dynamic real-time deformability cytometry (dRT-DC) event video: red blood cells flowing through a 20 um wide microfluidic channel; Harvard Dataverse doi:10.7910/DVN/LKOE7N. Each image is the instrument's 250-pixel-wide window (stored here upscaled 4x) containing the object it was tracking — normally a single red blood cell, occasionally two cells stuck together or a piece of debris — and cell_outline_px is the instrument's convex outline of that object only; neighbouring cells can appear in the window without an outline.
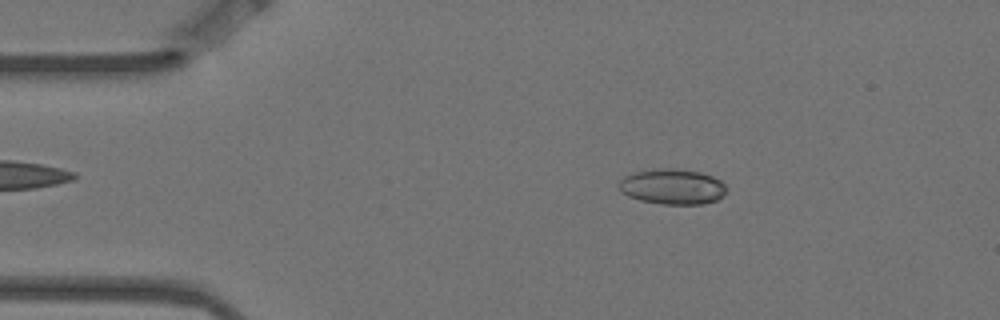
{"species": "Egyptian fruit bat (a non-hibernating species)", "species_latin": "Rousettus aegyptiacus", "temperature_condition": "warm", "stored_images_in_passage": 3, "camera_frame_rate_fps": 3000, "um_per_image_px": 0.085, "animal": {"sex": "female"}, "frame": {"image": 1, "passage_image": 1, "time_ms": 0.0, "image_size_px": [1000, 320], "cell_outline_px": [[724, 192], [716, 200], [704, 204], [660, 204], [640, 200], [628, 196], [620, 192], [620, 180], [624, 176], [636, 172], [700, 172], [712, 176], [720, 180], [724, 184]], "centroid_in_image_um": [57.14, 15.94], "position_along_channel_um": 27.9, "area_um2": 20.87}}
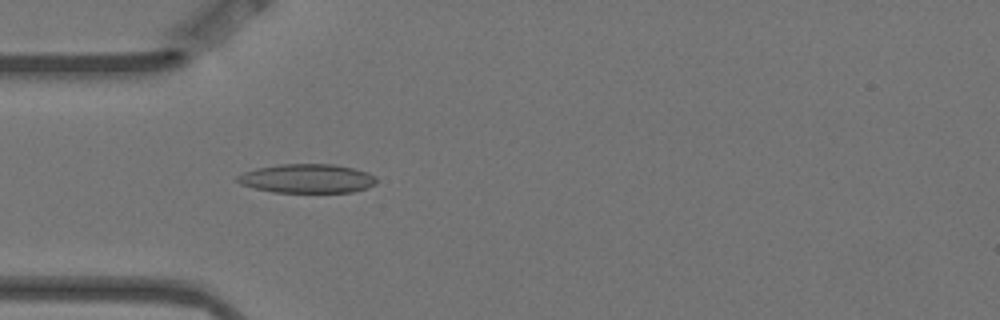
{"frame": {"image": 2, "passage_image": 3, "time_ms": 0.667, "image_size_px": [1000, 320], "cell_outline_px": [[376, 184], [352, 192], [272, 192], [240, 184], [236, 180], [236, 176], [244, 172], [256, 168], [280, 164], [332, 164], [352, 168], [368, 172], [376, 176]], "centroid_in_image_um": [26.09, 15.17], "position_along_channel_um": 58.9, "area_um2": 23.41}}